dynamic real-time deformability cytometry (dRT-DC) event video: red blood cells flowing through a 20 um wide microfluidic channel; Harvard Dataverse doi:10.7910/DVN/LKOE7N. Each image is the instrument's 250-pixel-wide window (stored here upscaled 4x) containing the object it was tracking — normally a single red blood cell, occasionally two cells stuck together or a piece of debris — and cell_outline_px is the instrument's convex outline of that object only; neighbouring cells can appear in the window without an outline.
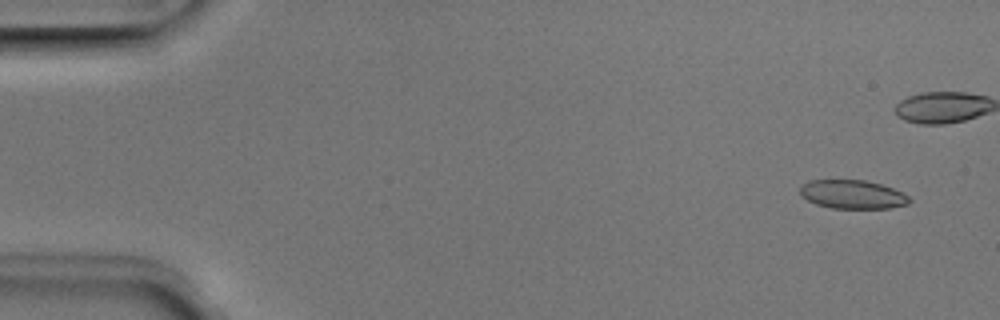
{"species": "Egyptian fruit bat (a non-hibernating species)", "species_latin": "Rousettus aegyptiacus", "temperature_condition": "room temperature", "stored_images_in_passage": 6, "camera_frame_rate_fps": 3000, "um_per_image_px": 0.085, "animal": {"sex": "male"}, "frame": {"image": 1, "passage_image": 1, "time_ms": 0.0, "image_size_px": [1000, 320], "cell_outline_px": [[912, 200], [908, 204], [892, 208], [832, 208], [816, 204], [800, 196], [800, 184], [808, 180], [864, 180], [880, 184], [892, 188], [908, 196]], "centroid_in_image_um": [72.43, 16.52], "position_along_channel_um": 12.6, "area_um2": 18.32}}